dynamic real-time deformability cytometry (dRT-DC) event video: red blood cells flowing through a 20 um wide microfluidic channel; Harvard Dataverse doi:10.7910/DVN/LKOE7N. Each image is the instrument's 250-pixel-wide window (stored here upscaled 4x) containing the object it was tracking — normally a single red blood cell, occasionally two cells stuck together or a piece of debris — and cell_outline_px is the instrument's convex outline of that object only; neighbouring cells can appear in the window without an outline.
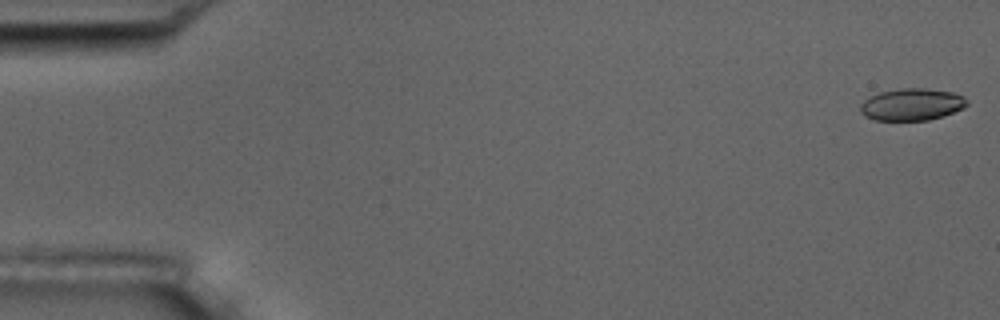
{"species": "common noctule bat (a hibernating species)", "species_latin": "Nyctalus noctula", "temperature_condition": "room temperature", "stored_images_in_passage": 5, "camera_frame_rate_fps": 3000, "um_per_image_px": 0.085, "animal": {"sex": "male", "body_mass_g": 17.5, "forearm_length_mm": 52.3}, "frame": {"image": 1, "passage_image": 1, "time_ms": 0.0, "image_size_px": [1000, 320], "cell_outline_px": [[968, 104], [964, 108], [944, 116], [928, 120], [872, 120], [864, 116], [860, 112], [860, 104], [864, 100], [880, 92], [900, 88], [924, 88], [952, 92], [964, 96], [968, 100]], "centroid_in_image_um": [77.52, 8.88], "position_along_channel_um": 7.5, "area_um2": 20.06}}
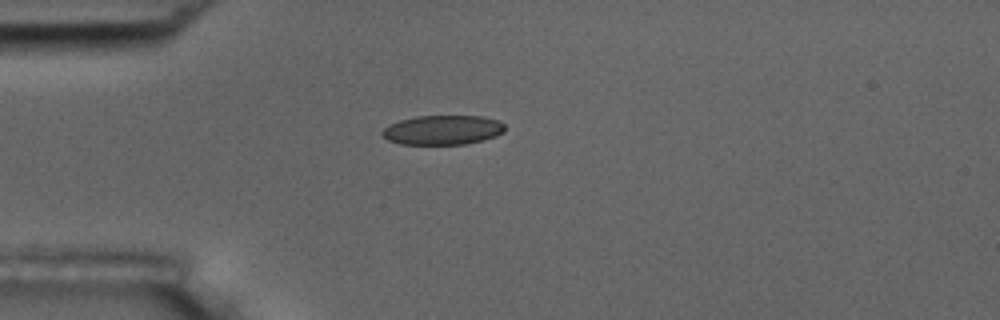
{"frame": {"image": 2, "passage_image": 5, "time_ms": 4.667, "image_size_px": [1000, 320], "cell_outline_px": [[504, 132], [496, 136], [484, 140], [464, 144], [400, 144], [388, 140], [380, 132], [388, 124], [400, 120], [416, 116], [484, 116], [500, 120], [504, 124]], "centroid_in_image_um": [37.64, 11.04], "position_along_channel_um": 47.4, "area_um2": 21.21}}